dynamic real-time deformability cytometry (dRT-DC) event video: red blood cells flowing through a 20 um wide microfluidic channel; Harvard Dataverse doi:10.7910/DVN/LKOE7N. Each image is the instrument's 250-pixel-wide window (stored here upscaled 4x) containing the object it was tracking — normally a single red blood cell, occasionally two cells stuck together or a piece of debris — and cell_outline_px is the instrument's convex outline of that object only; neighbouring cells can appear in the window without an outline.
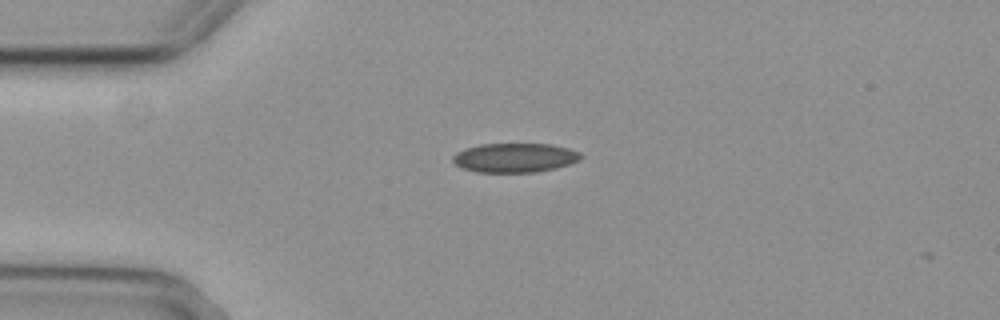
{"species": "common noctule bat (a hibernating species)", "species_latin": "Nyctalus noctula", "temperature_condition": "cold", "stored_images_in_passage": 3, "camera_frame_rate_fps": 3000, "um_per_image_px": 0.085, "animal": {"sex": "female", "body_mass_g": 29.2, "forearm_length_mm": 56.3}, "frame": {"image": 1, "passage_image": 2, "time_ms": 0.333, "image_size_px": [1000, 320], "cell_outline_px": [[584, 156], [580, 160], [556, 168], [536, 172], [476, 172], [464, 168], [456, 164], [452, 160], [452, 156], [456, 152], [464, 148], [480, 144], [552, 144], [568, 148], [580, 152]], "centroid_in_image_um": [43.77, 13.4], "position_along_channel_um": 41.2, "area_um2": 21.91}}